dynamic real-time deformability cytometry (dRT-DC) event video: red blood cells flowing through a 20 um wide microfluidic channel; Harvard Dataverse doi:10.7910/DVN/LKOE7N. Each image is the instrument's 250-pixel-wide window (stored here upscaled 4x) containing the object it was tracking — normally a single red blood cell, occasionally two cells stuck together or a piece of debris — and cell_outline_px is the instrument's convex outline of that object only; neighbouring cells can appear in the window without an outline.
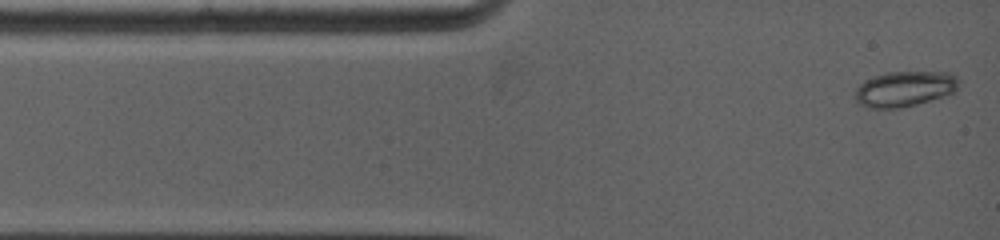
{"species": "common noctule bat (a hibernating species)", "species_latin": "Nyctalus noctula", "temperature_condition": "warm", "stored_images_in_passage": 37, "camera_frame_rate_fps": 5000, "um_per_image_px": 0.085, "animal": {"sex": "female", "body_mass_g": 19.0, "forearm_length_mm": 53.3}, "frame": {"image": 1, "passage_image": 1, "time_ms": 0.0, "image_size_px": [1000, 240], "cell_outline_px": [[960, 80], [956, 88], [952, 92], [916, 104], [900, 108], [868, 108], [860, 104], [856, 100], [856, 88], [864, 80], [888, 72], [948, 72], [956, 76]], "centroid_in_image_um": [76.87, 7.54], "position_along_channel_um": 8.1, "area_um2": 21.04}}
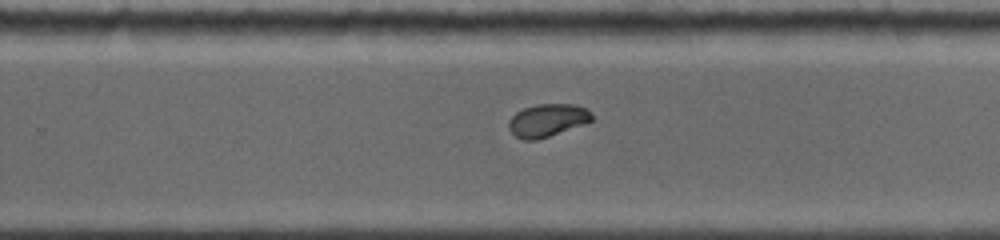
{"frame": {"image": 2, "passage_image": 19, "time_ms": 8.0, "image_size_px": [1000, 240], "cell_outline_px": [[592, 120], [584, 124], [536, 140], [524, 140], [516, 136], [508, 128], [508, 120], [516, 112], [524, 108], [536, 104], [576, 104], [592, 112]], "centroid_in_image_um": [46.51, 10.21], "position_along_channel_um": 283.3, "area_um2": 15.78}}
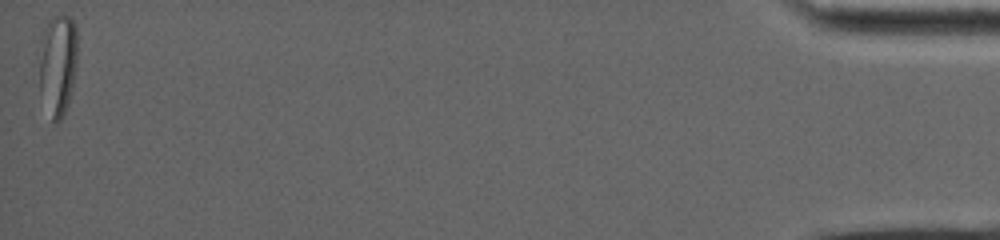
{"frame": {"image": 3, "passage_image": 37, "time_ms": 15.6, "image_size_px": [1000, 240], "cell_outline_px": [[76, 64], [72, 84], [68, 100], [64, 112], [60, 120], [56, 124], [52, 120], [40, 88], [40, 40], [44, 28], [48, 20], [52, 16], [68, 16], [72, 20], [76, 28]], "centroid_in_image_um": [4.9, 5.42], "position_along_channel_um": 430.3, "area_um2": 22.02}, "authors_computed_cell_mechanics": {"area_um2": 17.051, "velocity_mm_per_s": 4.0092, "shape_relaxation_time_tau1_ms": 6.6818, "shape_relaxation_time_tau2_ms": 0.8285, "deformation_change_tau1": 0.1818, "deformation_change_tau2": 0.0325}}